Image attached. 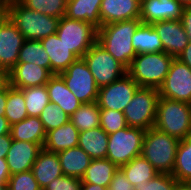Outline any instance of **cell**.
Returning a JSON list of instances; mask_svg holds the SVG:
<instances>
[{"instance_id":"6da1fadb","label":"cell","mask_w":191,"mask_h":190,"mask_svg":"<svg viewBox=\"0 0 191 190\" xmlns=\"http://www.w3.org/2000/svg\"><path fill=\"white\" fill-rule=\"evenodd\" d=\"M140 19L119 21L97 29V42L116 60L128 68L137 53L132 45V37Z\"/></svg>"},{"instance_id":"7a4b0ae2","label":"cell","mask_w":191,"mask_h":190,"mask_svg":"<svg viewBox=\"0 0 191 190\" xmlns=\"http://www.w3.org/2000/svg\"><path fill=\"white\" fill-rule=\"evenodd\" d=\"M179 140L152 127L145 131L141 156L159 173L172 174Z\"/></svg>"},{"instance_id":"3957f363","label":"cell","mask_w":191,"mask_h":190,"mask_svg":"<svg viewBox=\"0 0 191 190\" xmlns=\"http://www.w3.org/2000/svg\"><path fill=\"white\" fill-rule=\"evenodd\" d=\"M174 57L165 52L137 54L127 74L139 87L158 89L169 72Z\"/></svg>"},{"instance_id":"277c9868","label":"cell","mask_w":191,"mask_h":190,"mask_svg":"<svg viewBox=\"0 0 191 190\" xmlns=\"http://www.w3.org/2000/svg\"><path fill=\"white\" fill-rule=\"evenodd\" d=\"M6 15L16 25L25 40H42L55 34L60 18L41 14L22 3L13 4L6 9Z\"/></svg>"},{"instance_id":"5b68a950","label":"cell","mask_w":191,"mask_h":190,"mask_svg":"<svg viewBox=\"0 0 191 190\" xmlns=\"http://www.w3.org/2000/svg\"><path fill=\"white\" fill-rule=\"evenodd\" d=\"M154 127L176 139L191 135V104L159 98Z\"/></svg>"},{"instance_id":"8992f818","label":"cell","mask_w":191,"mask_h":190,"mask_svg":"<svg viewBox=\"0 0 191 190\" xmlns=\"http://www.w3.org/2000/svg\"><path fill=\"white\" fill-rule=\"evenodd\" d=\"M145 130L136 127H125L108 135L107 156L118 167L141 156Z\"/></svg>"},{"instance_id":"52a82bcc","label":"cell","mask_w":191,"mask_h":190,"mask_svg":"<svg viewBox=\"0 0 191 190\" xmlns=\"http://www.w3.org/2000/svg\"><path fill=\"white\" fill-rule=\"evenodd\" d=\"M61 40L77 58H82L97 42V28L92 24L72 20L63 16L60 18L56 31Z\"/></svg>"},{"instance_id":"ba28073f","label":"cell","mask_w":191,"mask_h":190,"mask_svg":"<svg viewBox=\"0 0 191 190\" xmlns=\"http://www.w3.org/2000/svg\"><path fill=\"white\" fill-rule=\"evenodd\" d=\"M159 98L158 89L140 87L123 112L128 126L145 131L154 127Z\"/></svg>"},{"instance_id":"9c48e42d","label":"cell","mask_w":191,"mask_h":190,"mask_svg":"<svg viewBox=\"0 0 191 190\" xmlns=\"http://www.w3.org/2000/svg\"><path fill=\"white\" fill-rule=\"evenodd\" d=\"M99 88L115 82L127 73V68L114 59L98 42L83 56Z\"/></svg>"},{"instance_id":"30bf717a","label":"cell","mask_w":191,"mask_h":190,"mask_svg":"<svg viewBox=\"0 0 191 190\" xmlns=\"http://www.w3.org/2000/svg\"><path fill=\"white\" fill-rule=\"evenodd\" d=\"M59 75L81 104L97 101L99 87L83 57L77 58Z\"/></svg>"},{"instance_id":"8fae6325","label":"cell","mask_w":191,"mask_h":190,"mask_svg":"<svg viewBox=\"0 0 191 190\" xmlns=\"http://www.w3.org/2000/svg\"><path fill=\"white\" fill-rule=\"evenodd\" d=\"M158 91L160 97L191 104V69L174 58Z\"/></svg>"},{"instance_id":"7c38bea8","label":"cell","mask_w":191,"mask_h":190,"mask_svg":"<svg viewBox=\"0 0 191 190\" xmlns=\"http://www.w3.org/2000/svg\"><path fill=\"white\" fill-rule=\"evenodd\" d=\"M139 85L126 73L124 76L99 88L97 104L100 109L124 112Z\"/></svg>"},{"instance_id":"4fadbf2b","label":"cell","mask_w":191,"mask_h":190,"mask_svg":"<svg viewBox=\"0 0 191 190\" xmlns=\"http://www.w3.org/2000/svg\"><path fill=\"white\" fill-rule=\"evenodd\" d=\"M24 42L22 33L6 16L0 22V68L10 71L17 64L19 51Z\"/></svg>"},{"instance_id":"5bb4252c","label":"cell","mask_w":191,"mask_h":190,"mask_svg":"<svg viewBox=\"0 0 191 190\" xmlns=\"http://www.w3.org/2000/svg\"><path fill=\"white\" fill-rule=\"evenodd\" d=\"M163 45V52L177 58L189 44L180 20H164L152 24Z\"/></svg>"},{"instance_id":"9a60e30c","label":"cell","mask_w":191,"mask_h":190,"mask_svg":"<svg viewBox=\"0 0 191 190\" xmlns=\"http://www.w3.org/2000/svg\"><path fill=\"white\" fill-rule=\"evenodd\" d=\"M184 7L178 0H141L140 20L144 24L180 20Z\"/></svg>"},{"instance_id":"2e32d148","label":"cell","mask_w":191,"mask_h":190,"mask_svg":"<svg viewBox=\"0 0 191 190\" xmlns=\"http://www.w3.org/2000/svg\"><path fill=\"white\" fill-rule=\"evenodd\" d=\"M42 149V144L12 140L6 155L10 175L30 171Z\"/></svg>"},{"instance_id":"e0dca14e","label":"cell","mask_w":191,"mask_h":190,"mask_svg":"<svg viewBox=\"0 0 191 190\" xmlns=\"http://www.w3.org/2000/svg\"><path fill=\"white\" fill-rule=\"evenodd\" d=\"M141 0H102L100 21L102 26L114 22L140 19Z\"/></svg>"},{"instance_id":"ac0fdd59","label":"cell","mask_w":191,"mask_h":190,"mask_svg":"<svg viewBox=\"0 0 191 190\" xmlns=\"http://www.w3.org/2000/svg\"><path fill=\"white\" fill-rule=\"evenodd\" d=\"M52 74L32 63H17L10 71V86L16 89L46 85Z\"/></svg>"},{"instance_id":"d6986e66","label":"cell","mask_w":191,"mask_h":190,"mask_svg":"<svg viewBox=\"0 0 191 190\" xmlns=\"http://www.w3.org/2000/svg\"><path fill=\"white\" fill-rule=\"evenodd\" d=\"M50 60V73L60 74L64 72L77 57L69 51V48L59 40L57 34L49 35L40 40Z\"/></svg>"},{"instance_id":"ffe728a7","label":"cell","mask_w":191,"mask_h":190,"mask_svg":"<svg viewBox=\"0 0 191 190\" xmlns=\"http://www.w3.org/2000/svg\"><path fill=\"white\" fill-rule=\"evenodd\" d=\"M31 171L42 190L52 180L63 176L57 153L49 152L45 149L39 152Z\"/></svg>"},{"instance_id":"44dd1931","label":"cell","mask_w":191,"mask_h":190,"mask_svg":"<svg viewBox=\"0 0 191 190\" xmlns=\"http://www.w3.org/2000/svg\"><path fill=\"white\" fill-rule=\"evenodd\" d=\"M46 89L50 102L57 104L69 117L82 105L58 74H53L50 77Z\"/></svg>"},{"instance_id":"7402d4cb","label":"cell","mask_w":191,"mask_h":190,"mask_svg":"<svg viewBox=\"0 0 191 190\" xmlns=\"http://www.w3.org/2000/svg\"><path fill=\"white\" fill-rule=\"evenodd\" d=\"M79 130L69 121L62 126L46 132L43 149L58 153L78 146Z\"/></svg>"},{"instance_id":"603a6c76","label":"cell","mask_w":191,"mask_h":190,"mask_svg":"<svg viewBox=\"0 0 191 190\" xmlns=\"http://www.w3.org/2000/svg\"><path fill=\"white\" fill-rule=\"evenodd\" d=\"M63 175L81 179L91 162L90 156L80 147L69 148L57 153Z\"/></svg>"},{"instance_id":"cb8c5ba5","label":"cell","mask_w":191,"mask_h":190,"mask_svg":"<svg viewBox=\"0 0 191 190\" xmlns=\"http://www.w3.org/2000/svg\"><path fill=\"white\" fill-rule=\"evenodd\" d=\"M102 0H70L67 1L65 16L72 20L85 21L99 29L100 6Z\"/></svg>"},{"instance_id":"d4e9b609","label":"cell","mask_w":191,"mask_h":190,"mask_svg":"<svg viewBox=\"0 0 191 190\" xmlns=\"http://www.w3.org/2000/svg\"><path fill=\"white\" fill-rule=\"evenodd\" d=\"M78 147L92 160L104 159L107 156L108 134L100 126L79 132Z\"/></svg>"},{"instance_id":"484cf974","label":"cell","mask_w":191,"mask_h":190,"mask_svg":"<svg viewBox=\"0 0 191 190\" xmlns=\"http://www.w3.org/2000/svg\"><path fill=\"white\" fill-rule=\"evenodd\" d=\"M10 134L13 140L44 144L46 132L39 117L28 116L21 122L11 125Z\"/></svg>"},{"instance_id":"4316f807","label":"cell","mask_w":191,"mask_h":190,"mask_svg":"<svg viewBox=\"0 0 191 190\" xmlns=\"http://www.w3.org/2000/svg\"><path fill=\"white\" fill-rule=\"evenodd\" d=\"M118 166L109 159H93L81 178L82 183L98 184L109 189L112 177L118 170Z\"/></svg>"},{"instance_id":"83f0119b","label":"cell","mask_w":191,"mask_h":190,"mask_svg":"<svg viewBox=\"0 0 191 190\" xmlns=\"http://www.w3.org/2000/svg\"><path fill=\"white\" fill-rule=\"evenodd\" d=\"M132 45L137 54L163 52V45L152 24L141 23L133 37Z\"/></svg>"},{"instance_id":"f1b7e54d","label":"cell","mask_w":191,"mask_h":190,"mask_svg":"<svg viewBox=\"0 0 191 190\" xmlns=\"http://www.w3.org/2000/svg\"><path fill=\"white\" fill-rule=\"evenodd\" d=\"M119 168L134 187L147 183L159 174V172L142 156L133 158L129 163Z\"/></svg>"},{"instance_id":"f546056e","label":"cell","mask_w":191,"mask_h":190,"mask_svg":"<svg viewBox=\"0 0 191 190\" xmlns=\"http://www.w3.org/2000/svg\"><path fill=\"white\" fill-rule=\"evenodd\" d=\"M171 175L179 182H191V135L180 140Z\"/></svg>"},{"instance_id":"4dcf8cb0","label":"cell","mask_w":191,"mask_h":190,"mask_svg":"<svg viewBox=\"0 0 191 190\" xmlns=\"http://www.w3.org/2000/svg\"><path fill=\"white\" fill-rule=\"evenodd\" d=\"M100 108L97 102L82 104L71 116L70 121L79 132L100 126Z\"/></svg>"},{"instance_id":"1f68e13d","label":"cell","mask_w":191,"mask_h":190,"mask_svg":"<svg viewBox=\"0 0 191 190\" xmlns=\"http://www.w3.org/2000/svg\"><path fill=\"white\" fill-rule=\"evenodd\" d=\"M17 63H32L50 72V60L40 40H25L19 51Z\"/></svg>"},{"instance_id":"d6a6232c","label":"cell","mask_w":191,"mask_h":190,"mask_svg":"<svg viewBox=\"0 0 191 190\" xmlns=\"http://www.w3.org/2000/svg\"><path fill=\"white\" fill-rule=\"evenodd\" d=\"M4 116L10 125L21 122L28 117L25 98L19 89L8 87V96Z\"/></svg>"},{"instance_id":"836d02e7","label":"cell","mask_w":191,"mask_h":190,"mask_svg":"<svg viewBox=\"0 0 191 190\" xmlns=\"http://www.w3.org/2000/svg\"><path fill=\"white\" fill-rule=\"evenodd\" d=\"M25 98L28 116L39 117L50 102L46 85L20 89Z\"/></svg>"},{"instance_id":"e575fe53","label":"cell","mask_w":191,"mask_h":190,"mask_svg":"<svg viewBox=\"0 0 191 190\" xmlns=\"http://www.w3.org/2000/svg\"><path fill=\"white\" fill-rule=\"evenodd\" d=\"M24 6L41 14L62 18L66 14V0H24Z\"/></svg>"},{"instance_id":"d590c367","label":"cell","mask_w":191,"mask_h":190,"mask_svg":"<svg viewBox=\"0 0 191 190\" xmlns=\"http://www.w3.org/2000/svg\"><path fill=\"white\" fill-rule=\"evenodd\" d=\"M39 119L43 124L45 132L56 129L70 121V117L57 104L51 102L41 112Z\"/></svg>"},{"instance_id":"8d00e7d4","label":"cell","mask_w":191,"mask_h":190,"mask_svg":"<svg viewBox=\"0 0 191 190\" xmlns=\"http://www.w3.org/2000/svg\"><path fill=\"white\" fill-rule=\"evenodd\" d=\"M127 126L128 124L123 112L109 109L100 110V127L108 135Z\"/></svg>"},{"instance_id":"74e56055","label":"cell","mask_w":191,"mask_h":190,"mask_svg":"<svg viewBox=\"0 0 191 190\" xmlns=\"http://www.w3.org/2000/svg\"><path fill=\"white\" fill-rule=\"evenodd\" d=\"M8 190H42L34 178L33 172L12 174L8 180Z\"/></svg>"},{"instance_id":"f35d334b","label":"cell","mask_w":191,"mask_h":190,"mask_svg":"<svg viewBox=\"0 0 191 190\" xmlns=\"http://www.w3.org/2000/svg\"><path fill=\"white\" fill-rule=\"evenodd\" d=\"M177 180L166 173H159L143 185H136L135 190H174Z\"/></svg>"},{"instance_id":"ab89813d","label":"cell","mask_w":191,"mask_h":190,"mask_svg":"<svg viewBox=\"0 0 191 190\" xmlns=\"http://www.w3.org/2000/svg\"><path fill=\"white\" fill-rule=\"evenodd\" d=\"M81 184V179L63 175L52 180L43 190H80Z\"/></svg>"},{"instance_id":"60d3db41","label":"cell","mask_w":191,"mask_h":190,"mask_svg":"<svg viewBox=\"0 0 191 190\" xmlns=\"http://www.w3.org/2000/svg\"><path fill=\"white\" fill-rule=\"evenodd\" d=\"M109 190H135V187L127 180L123 171L118 168L112 177Z\"/></svg>"},{"instance_id":"b9f144b4","label":"cell","mask_w":191,"mask_h":190,"mask_svg":"<svg viewBox=\"0 0 191 190\" xmlns=\"http://www.w3.org/2000/svg\"><path fill=\"white\" fill-rule=\"evenodd\" d=\"M189 42H191V6H185L180 18Z\"/></svg>"},{"instance_id":"7bdbcfd3","label":"cell","mask_w":191,"mask_h":190,"mask_svg":"<svg viewBox=\"0 0 191 190\" xmlns=\"http://www.w3.org/2000/svg\"><path fill=\"white\" fill-rule=\"evenodd\" d=\"M11 134L0 135V158H6L7 152L12 143Z\"/></svg>"},{"instance_id":"ee69618b","label":"cell","mask_w":191,"mask_h":190,"mask_svg":"<svg viewBox=\"0 0 191 190\" xmlns=\"http://www.w3.org/2000/svg\"><path fill=\"white\" fill-rule=\"evenodd\" d=\"M10 176L6 158H0V182H8Z\"/></svg>"},{"instance_id":"f6af8a7d","label":"cell","mask_w":191,"mask_h":190,"mask_svg":"<svg viewBox=\"0 0 191 190\" xmlns=\"http://www.w3.org/2000/svg\"><path fill=\"white\" fill-rule=\"evenodd\" d=\"M177 59L185 63L191 69V42H189Z\"/></svg>"},{"instance_id":"bcb514c9","label":"cell","mask_w":191,"mask_h":190,"mask_svg":"<svg viewBox=\"0 0 191 190\" xmlns=\"http://www.w3.org/2000/svg\"><path fill=\"white\" fill-rule=\"evenodd\" d=\"M10 86L9 71L0 68V91L6 90Z\"/></svg>"},{"instance_id":"7dc6e473","label":"cell","mask_w":191,"mask_h":190,"mask_svg":"<svg viewBox=\"0 0 191 190\" xmlns=\"http://www.w3.org/2000/svg\"><path fill=\"white\" fill-rule=\"evenodd\" d=\"M11 125L5 116L0 115V135H6L10 133Z\"/></svg>"},{"instance_id":"c3c4849f","label":"cell","mask_w":191,"mask_h":190,"mask_svg":"<svg viewBox=\"0 0 191 190\" xmlns=\"http://www.w3.org/2000/svg\"><path fill=\"white\" fill-rule=\"evenodd\" d=\"M8 96V88L4 91H0V115L4 116L6 101Z\"/></svg>"},{"instance_id":"681fc988","label":"cell","mask_w":191,"mask_h":190,"mask_svg":"<svg viewBox=\"0 0 191 190\" xmlns=\"http://www.w3.org/2000/svg\"><path fill=\"white\" fill-rule=\"evenodd\" d=\"M80 190H108L106 187L99 186L98 184L82 183Z\"/></svg>"},{"instance_id":"f907efd6","label":"cell","mask_w":191,"mask_h":190,"mask_svg":"<svg viewBox=\"0 0 191 190\" xmlns=\"http://www.w3.org/2000/svg\"><path fill=\"white\" fill-rule=\"evenodd\" d=\"M23 1L24 0H0V7L6 10L9 6L22 3Z\"/></svg>"},{"instance_id":"816d5d0a","label":"cell","mask_w":191,"mask_h":190,"mask_svg":"<svg viewBox=\"0 0 191 190\" xmlns=\"http://www.w3.org/2000/svg\"><path fill=\"white\" fill-rule=\"evenodd\" d=\"M174 190H191V182H179L177 181Z\"/></svg>"},{"instance_id":"f5cc1de1","label":"cell","mask_w":191,"mask_h":190,"mask_svg":"<svg viewBox=\"0 0 191 190\" xmlns=\"http://www.w3.org/2000/svg\"><path fill=\"white\" fill-rule=\"evenodd\" d=\"M6 10L0 7V22L6 17Z\"/></svg>"},{"instance_id":"db71d44e","label":"cell","mask_w":191,"mask_h":190,"mask_svg":"<svg viewBox=\"0 0 191 190\" xmlns=\"http://www.w3.org/2000/svg\"><path fill=\"white\" fill-rule=\"evenodd\" d=\"M0 190H8V182H0Z\"/></svg>"},{"instance_id":"11a10c76","label":"cell","mask_w":191,"mask_h":190,"mask_svg":"<svg viewBox=\"0 0 191 190\" xmlns=\"http://www.w3.org/2000/svg\"><path fill=\"white\" fill-rule=\"evenodd\" d=\"M181 2L184 6H191V0H178Z\"/></svg>"}]
</instances>
